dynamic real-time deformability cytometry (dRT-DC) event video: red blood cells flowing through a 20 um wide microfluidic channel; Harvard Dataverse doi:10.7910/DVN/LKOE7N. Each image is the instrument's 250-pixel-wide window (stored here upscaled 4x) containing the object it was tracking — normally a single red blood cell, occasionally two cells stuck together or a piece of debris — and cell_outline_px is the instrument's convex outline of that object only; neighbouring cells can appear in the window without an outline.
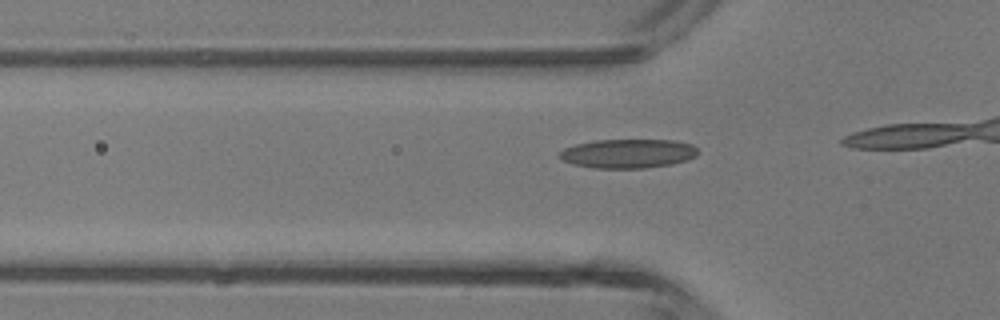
{"species": "common noctule bat (a hibernating species)", "species_latin": "Nyctalus noctula", "temperature_condition": "room temperature", "stored_images_in_passage": 15, "camera_frame_rate_fps": 3000, "um_per_image_px": 0.085, "animal": {"sex": "male", "body_mass_g": 13.3}, "frame": {"image": 1, "passage_image": 11, "time_ms": 3.333, "image_size_px": [1000, 320], "cell_outline_px": [[696, 156], [688, 160], [672, 164], [644, 168], [592, 168], [572, 164], [564, 160], [560, 156], [560, 152], [564, 148], [576, 144], [596, 140], [672, 140], [692, 144], [696, 148]], "centroid_in_image_um": [53.38, 13.05], "position_along_channel_um": 72.4, "area_um2": 23.35}}